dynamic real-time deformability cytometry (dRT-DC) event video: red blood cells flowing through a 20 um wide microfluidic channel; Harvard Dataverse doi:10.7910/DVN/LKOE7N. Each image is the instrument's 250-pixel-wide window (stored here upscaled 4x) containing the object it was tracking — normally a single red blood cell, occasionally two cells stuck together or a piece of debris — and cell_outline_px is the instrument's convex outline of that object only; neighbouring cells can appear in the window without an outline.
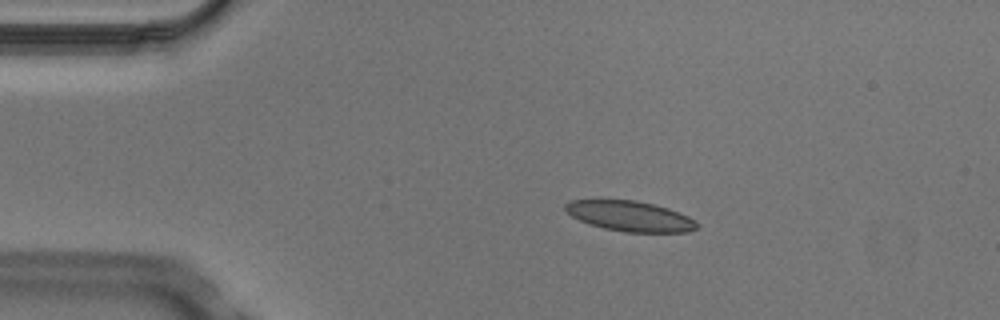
{"species": "Egyptian fruit bat (a non-hibernating species)", "species_latin": "Rousettus aegyptiacus", "temperature_condition": "cold", "stored_images_in_passage": 4, "camera_frame_rate_fps": 3000, "um_per_image_px": 0.085, "animal": {"sex": "male"}, "frame": {"image": 1, "passage_image": 2, "time_ms": 0.333, "image_size_px": [1000, 320], "cell_outline_px": [[700, 224], [696, 228], [688, 232], [624, 232], [604, 228], [580, 220], [572, 216], [564, 208], [564, 204], [572, 200], [636, 200], [668, 208], [688, 216], [696, 220]], "centroid_in_image_um": [53.59, 18.37], "position_along_channel_um": 31.4, "area_um2": 23.06}}
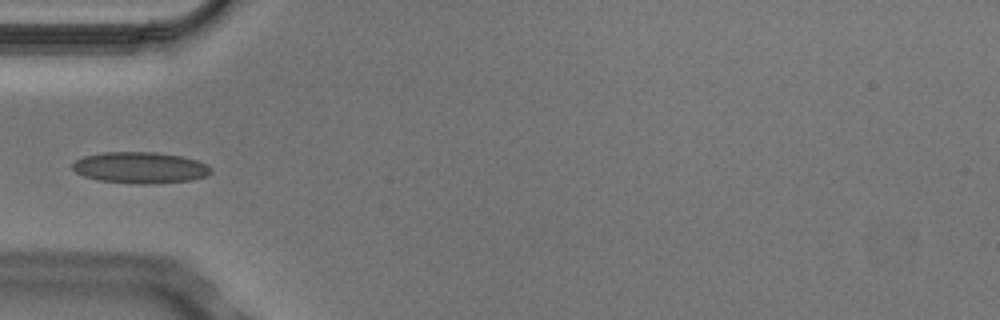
{"frame": {"image": 2, "passage_image": 4, "time_ms": 1.0, "image_size_px": [1000, 320], "cell_outline_px": [[212, 172], [208, 176], [192, 180], [144, 184], [140, 184], [100, 180], [84, 176], [76, 172], [72, 168], [72, 164], [76, 160], [84, 156], [104, 152], [156, 152], [184, 156], [208, 164], [212, 168]], "centroid_in_image_um": [11.97, 14.24], "position_along_channel_um": 73.0, "area_um2": 25.32}}